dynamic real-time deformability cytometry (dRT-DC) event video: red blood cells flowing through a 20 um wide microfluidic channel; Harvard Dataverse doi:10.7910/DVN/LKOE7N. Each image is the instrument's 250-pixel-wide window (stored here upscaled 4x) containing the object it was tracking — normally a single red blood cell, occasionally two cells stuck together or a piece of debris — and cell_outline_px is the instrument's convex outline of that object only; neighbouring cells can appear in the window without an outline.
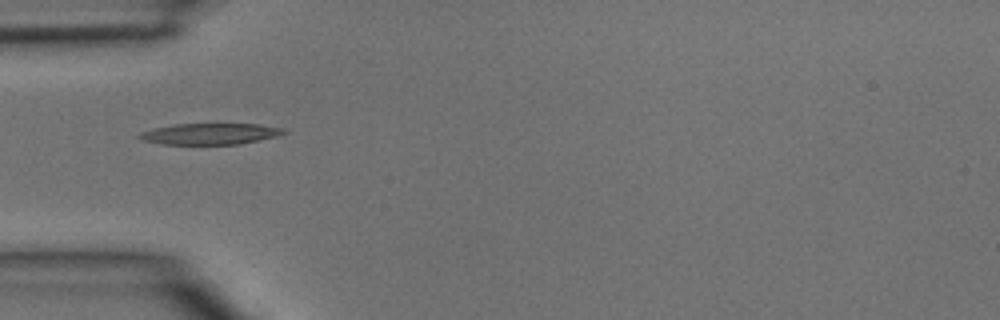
{"species": "common noctule bat (a hibernating species)", "species_latin": "Nyctalus noctula", "temperature_condition": "room temperature", "stored_images_in_passage": 5, "camera_frame_rate_fps": 3000, "um_per_image_px": 0.085, "animal": {"sex": "male", "body_mass_g": 15.6}, "frame": {"image": 1, "passage_image": 4, "time_ms": 1.0, "image_size_px": [1000, 320], "cell_outline_px": [[284, 132], [276, 136], [240, 144], [160, 144], [144, 140], [136, 136], [140, 132], [152, 128], [176, 124], [260, 124], [280, 128]], "centroid_in_image_um": [17.77, 11.37], "position_along_channel_um": 67.2, "area_um2": 17.57}}